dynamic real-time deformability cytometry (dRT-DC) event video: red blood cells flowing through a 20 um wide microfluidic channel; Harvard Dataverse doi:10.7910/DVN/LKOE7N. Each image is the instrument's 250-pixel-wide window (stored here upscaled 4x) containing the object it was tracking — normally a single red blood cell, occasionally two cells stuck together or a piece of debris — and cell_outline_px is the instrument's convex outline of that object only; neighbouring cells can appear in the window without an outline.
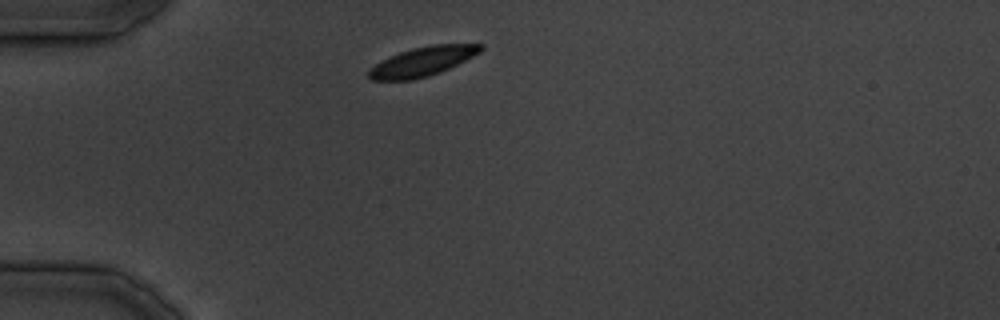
{"species": "common noctule bat (a hibernating species)", "species_latin": "Nyctalus noctula", "temperature_condition": "cold", "stored_images_in_passage": 10, "camera_frame_rate_fps": 3000, "um_per_image_px": 0.085, "animal": {"sex": "male", "body_mass_g": 19.5, "forearm_length_mm": 54.6}, "frame": {"image": 1, "passage_image": 1, "time_ms": 0.0, "image_size_px": [1000, 320], "cell_outline_px": [[484, 48], [480, 52], [440, 72], [428, 76], [408, 80], [368, 80], [368, 68], [400, 52], [412, 48], [432, 44], [484, 44]], "centroid_in_image_um": [35.89, 5.22], "position_along_channel_um": 49.1, "area_um2": 18.79}}